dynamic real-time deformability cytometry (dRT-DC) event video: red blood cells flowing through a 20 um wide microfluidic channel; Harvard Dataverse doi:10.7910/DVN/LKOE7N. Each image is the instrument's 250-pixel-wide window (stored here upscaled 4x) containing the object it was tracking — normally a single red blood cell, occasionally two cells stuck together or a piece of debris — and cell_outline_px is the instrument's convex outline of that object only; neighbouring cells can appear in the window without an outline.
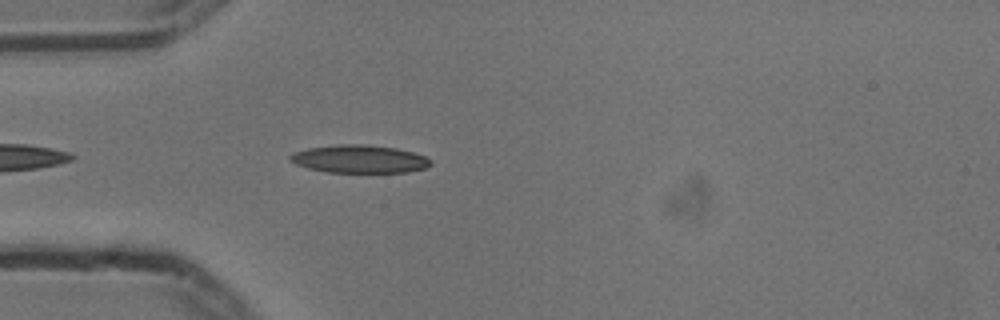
{"species": "common noctule bat (a hibernating species)", "species_latin": "Nyctalus noctula", "temperature_condition": "cold", "stored_images_in_passage": 28, "camera_frame_rate_fps": 3000, "um_per_image_px": 0.085, "animal": {"sex": "male", "body_mass_g": 13.3}, "frame": {"image": 1, "passage_image": 5, "time_ms": 1.333, "image_size_px": [1000, 320], "cell_outline_px": [[432, 164], [424, 168], [408, 172], [324, 172], [308, 168], [296, 164], [288, 160], [288, 156], [292, 152], [308, 148], [336, 144], [364, 144], [396, 148], [412, 152], [424, 156], [432, 160]], "centroid_in_image_um": [30.51, 13.51], "position_along_channel_um": 54.5, "area_um2": 23.0}}
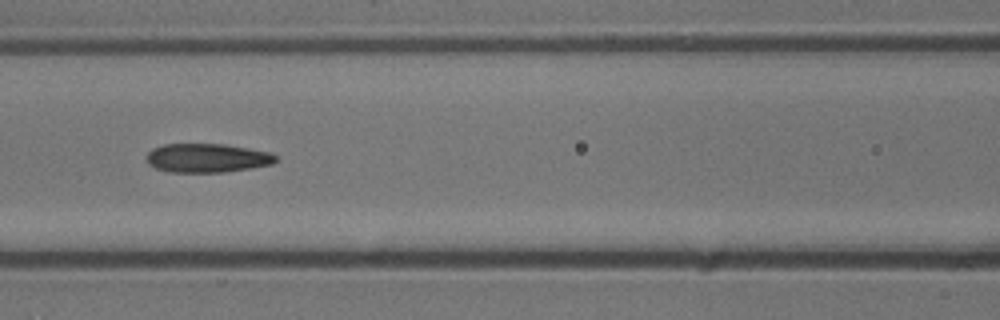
{"frame": {"image": 2, "passage_image": 13, "time_ms": 4.0, "image_size_px": [1000, 320], "cell_outline_px": [[276, 160], [272, 164], [252, 168], [224, 172], [168, 172], [156, 168], [148, 164], [148, 152], [152, 148], [164, 144], [224, 144], [272, 152], [276, 156]], "centroid_in_image_um": [17.62, 13.43], "position_along_channel_um": 149.0, "area_um2": 21.79}}
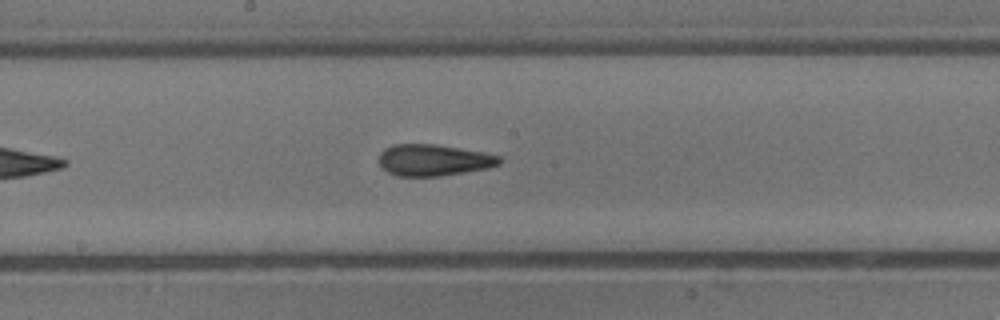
{"frame": {"image": 3, "passage_image": 18, "time_ms": 5.667, "image_size_px": [1000, 320], "cell_outline_px": [[500, 164], [488, 168], [440, 176], [396, 176], [388, 172], [380, 164], [380, 152], [384, 148], [392, 144], [436, 144], [484, 152], [500, 156]], "centroid_in_image_um": [36.85, 13.6], "position_along_channel_um": 211.4, "area_um2": 22.08}}